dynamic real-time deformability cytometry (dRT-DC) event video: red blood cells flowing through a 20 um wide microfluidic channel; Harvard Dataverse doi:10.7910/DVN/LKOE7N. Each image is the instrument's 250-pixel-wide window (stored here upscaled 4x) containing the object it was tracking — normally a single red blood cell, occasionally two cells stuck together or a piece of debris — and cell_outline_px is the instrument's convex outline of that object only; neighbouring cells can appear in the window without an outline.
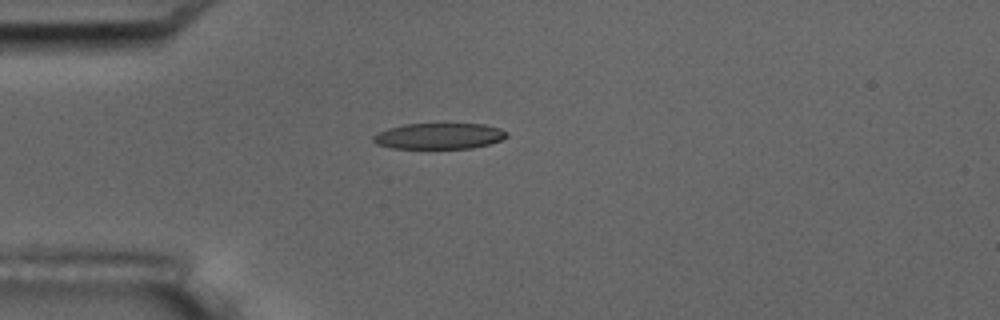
{"species": "common noctule bat (a hibernating species)", "species_latin": "Nyctalus noctula", "temperature_condition": "room temperature", "stored_images_in_passage": 6, "camera_frame_rate_fps": 3000, "um_per_image_px": 0.085, "animal": {"sex": "male", "body_mass_g": 17.5, "forearm_length_mm": 52.3}, "frame": {"image": 1, "passage_image": 3, "time_ms": 3.333, "image_size_px": [1000, 320], "cell_outline_px": [[508, 136], [500, 140], [488, 144], [472, 148], [392, 148], [376, 144], [372, 140], [372, 136], [388, 128], [404, 124], [484, 124], [500, 128], [508, 132]], "centroid_in_image_um": [37.32, 11.56], "position_along_channel_um": 47.7, "area_um2": 20.11}}